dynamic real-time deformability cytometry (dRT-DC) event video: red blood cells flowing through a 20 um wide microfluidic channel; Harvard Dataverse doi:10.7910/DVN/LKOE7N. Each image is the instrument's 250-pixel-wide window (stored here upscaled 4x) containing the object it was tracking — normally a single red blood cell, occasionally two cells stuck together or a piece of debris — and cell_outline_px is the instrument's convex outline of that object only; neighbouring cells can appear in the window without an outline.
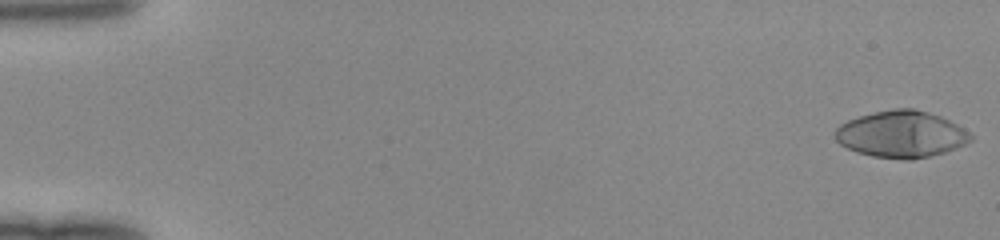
{"species": "human", "species_latin": "Homo sapiens", "temperature_condition": "room temperature", "stored_images_in_passage": 50, "camera_frame_rate_fps": 3000, "um_per_image_px": 0.085, "donor": {"sex": "female"}, "frame": {"image": 1, "passage_image": 1, "time_ms": 0.0, "image_size_px": [1000, 240], "cell_outline_px": [[972, 140], [956, 148], [944, 152], [912, 160], [904, 160], [872, 156], [856, 152], [840, 144], [832, 136], [836, 128], [840, 124], [848, 120], [860, 116], [892, 108], [912, 108], [928, 112], [940, 116], [972, 132]], "centroid_in_image_um": [76.6, 11.41], "position_along_channel_um": 8.4, "area_um2": 36.99}}
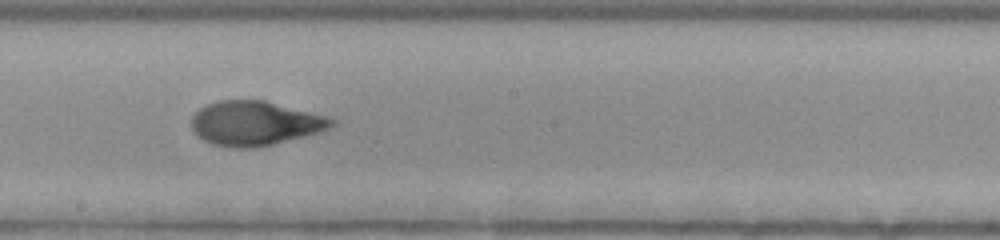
{"frame": {"image": 2, "passage_image": 29, "time_ms": 9.333, "image_size_px": [1000, 240], "cell_outline_px": [[336, 124], [320, 132], [256, 148], [232, 148], [212, 144], [196, 136], [192, 132], [192, 116], [204, 104], [216, 100], [264, 100], [324, 116], [336, 120]], "centroid_in_image_um": [21.61, 10.48], "position_along_channel_um": 226.6, "area_um2": 36.24}}
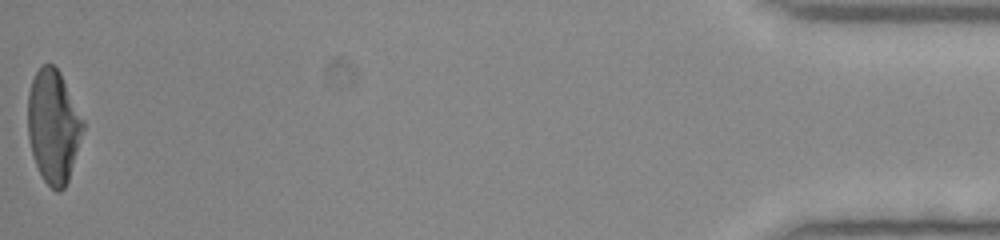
{"frame": {"image": 3, "passage_image": 50, "time_ms": 16.333, "image_size_px": [1000, 240], "cell_outline_px": [[84, 128], [68, 180], [64, 188], [60, 192], [56, 192], [44, 180], [32, 156], [28, 140], [28, 92], [32, 80], [36, 72], [44, 64], [52, 64], [60, 72], [84, 120]], "centroid_in_image_um": [4.53, 10.74], "position_along_channel_um": 430.7, "area_um2": 36.24}}